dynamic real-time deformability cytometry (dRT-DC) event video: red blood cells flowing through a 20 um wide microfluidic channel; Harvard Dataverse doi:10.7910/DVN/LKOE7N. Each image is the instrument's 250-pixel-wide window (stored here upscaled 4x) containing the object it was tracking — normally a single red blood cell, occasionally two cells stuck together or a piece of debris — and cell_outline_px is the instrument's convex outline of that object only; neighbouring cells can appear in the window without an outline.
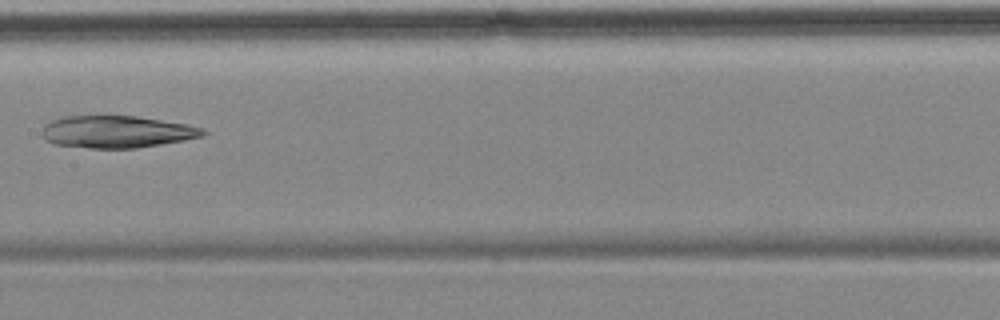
{"species": "common noctule bat (a hibernating species)", "species_latin": "Nyctalus noctula", "temperature_condition": "cold", "stored_images_in_passage": 7, "camera_frame_rate_fps": 3000, "um_per_image_px": 0.085, "animal": {"sex": "female", "body_mass_g": 18.4}, "frame": {"image": 1, "passage_image": 4, "time_ms": 3.667, "image_size_px": [1000, 320], "cell_outline_px": [[208, 132], [204, 136], [184, 140], [136, 148], [88, 148], [52, 144], [44, 140], [40, 132], [44, 124], [60, 116], [108, 112], [136, 116], [188, 124], [200, 128]], "centroid_in_image_um": [9.82, 11.15], "position_along_channel_um": 197.6, "area_um2": 31.5}}
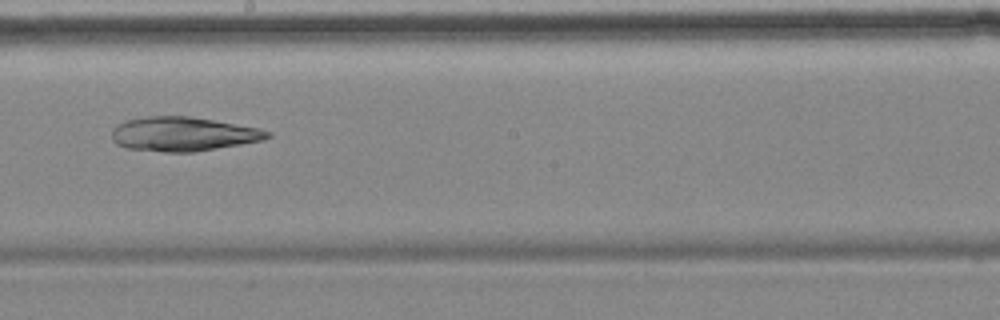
{"frame": {"image": 2, "passage_image": 5, "time_ms": 4.667, "image_size_px": [1000, 320], "cell_outline_px": [[272, 136], [264, 140], [192, 152], [164, 152], [128, 148], [116, 144], [112, 140], [112, 128], [116, 124], [128, 120], [144, 116], [188, 116], [260, 128], [272, 132]], "centroid_in_image_um": [15.55, 11.39], "position_along_channel_um": 232.6, "area_um2": 30.98}}
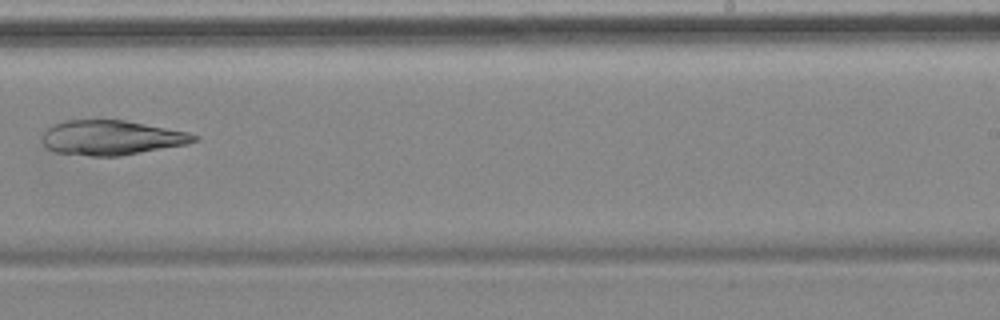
{"frame": {"image": 3, "passage_image": 6, "time_ms": 6.0, "image_size_px": [1000, 320], "cell_outline_px": [[200, 140], [184, 144], [120, 156], [92, 156], [56, 152], [48, 148], [44, 144], [44, 132], [52, 124], [64, 120], [124, 120], [188, 132], [200, 136]], "centroid_in_image_um": [9.48, 11.69], "position_along_channel_um": 279.5, "area_um2": 30.4}}